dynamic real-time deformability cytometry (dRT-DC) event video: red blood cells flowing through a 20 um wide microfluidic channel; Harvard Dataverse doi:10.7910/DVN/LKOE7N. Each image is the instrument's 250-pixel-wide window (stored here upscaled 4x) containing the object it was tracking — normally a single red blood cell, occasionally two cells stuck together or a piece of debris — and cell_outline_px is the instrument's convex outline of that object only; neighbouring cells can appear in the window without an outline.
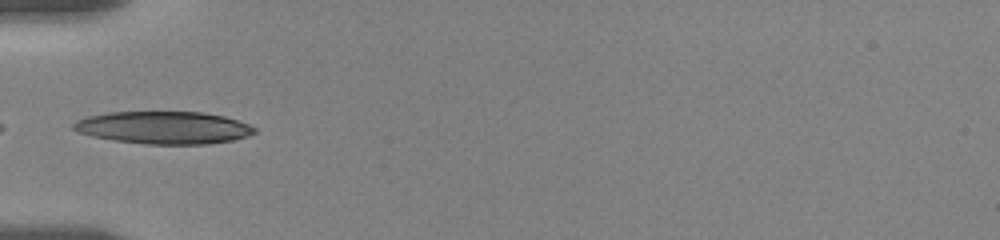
{"species": "human", "species_latin": "Homo sapiens", "temperature_condition": "room temperature", "stored_images_in_passage": 37, "camera_frame_rate_fps": 3000, "um_per_image_px": 0.085, "donor": {"sex": "female"}, "frame": {"image": 1, "passage_image": 1, "time_ms": 0.0, "image_size_px": [1000, 240], "cell_outline_px": [[256, 132], [232, 140], [208, 144], [148, 144], [116, 140], [92, 136], [80, 132], [72, 128], [72, 124], [76, 120], [88, 116], [108, 112], [204, 112], [224, 116], [248, 124], [256, 128]], "centroid_in_image_um": [13.9, 10.84], "position_along_channel_um": 71.1, "area_um2": 34.04}}
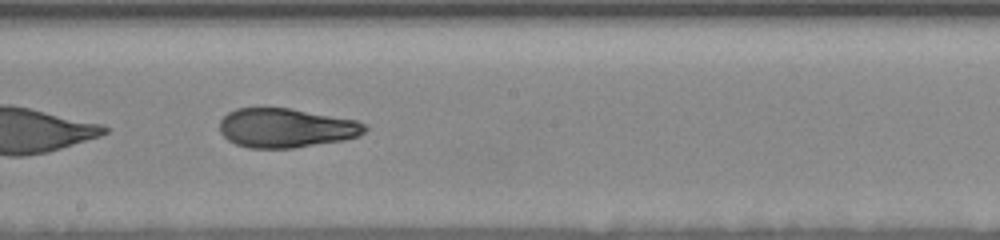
{"frame": {"image": 2, "passage_image": 14, "time_ms": 4.333, "image_size_px": [1000, 240], "cell_outline_px": [[368, 128], [360, 136], [344, 140], [292, 148], [248, 148], [236, 144], [228, 140], [220, 132], [220, 120], [228, 112], [236, 108], [288, 108], [356, 120], [368, 124]], "centroid_in_image_um": [24.32, 10.88], "position_along_channel_um": 223.9, "area_um2": 33.23}}
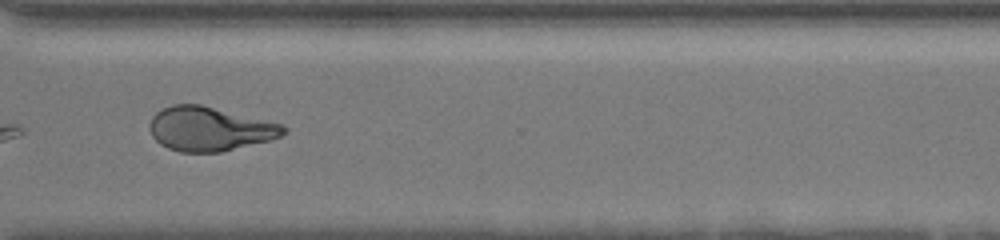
{"frame": {"image": 3, "passage_image": 25, "time_ms": 8.0, "image_size_px": [1000, 240], "cell_outline_px": [[288, 132], [280, 136], [268, 140], [220, 152], [180, 152], [168, 148], [160, 144], [152, 136], [148, 128], [148, 124], [152, 116], [156, 112], [172, 104], [200, 104], [284, 124], [288, 128]], "centroid_in_image_um": [17.8, 10.95], "position_along_channel_um": 352.8, "area_um2": 34.51}, "authors_computed_cell_mechanics": {"area_um2": 34.2176, "velocity_mm_per_s": 3.5168, "shape_relaxation_time_tau1_ms": 8.1342, "shape_relaxation_time_tau2_ms": 1.7947, "deformation_change_tau1": 0.2466, "deformation_change_tau2": 0.0929}}